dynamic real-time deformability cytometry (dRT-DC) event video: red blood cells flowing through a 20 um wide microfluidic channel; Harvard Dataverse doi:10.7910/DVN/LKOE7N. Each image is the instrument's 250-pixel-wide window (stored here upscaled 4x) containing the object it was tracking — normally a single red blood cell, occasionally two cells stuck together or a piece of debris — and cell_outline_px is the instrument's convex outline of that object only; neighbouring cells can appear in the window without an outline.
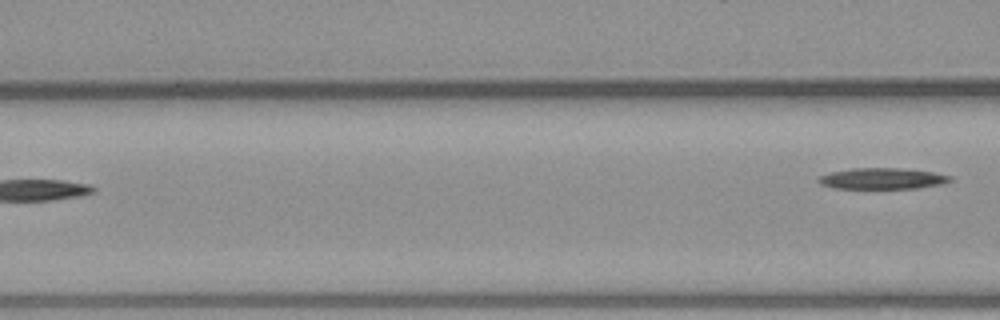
{"species": "common noctule bat (a hibernating species)", "species_latin": "Nyctalus noctula", "temperature_condition": "warm", "stored_images_in_passage": 6, "camera_frame_rate_fps": 3000, "um_per_image_px": 0.085, "animal": {"sex": "male", "body_mass_g": 23.1, "forearm_length_mm": 52.7}, "frame": {"image": 1, "passage_image": 6, "time_ms": 6.0, "image_size_px": [1000, 320], "cell_outline_px": [[952, 180], [940, 184], [916, 188], [836, 188], [820, 184], [816, 180], [820, 176], [832, 172], [852, 168], [900, 168], [932, 172], [952, 176]], "centroid_in_image_um": [74.98, 15.17], "position_along_channel_um": 91.6, "area_um2": 15.95}}